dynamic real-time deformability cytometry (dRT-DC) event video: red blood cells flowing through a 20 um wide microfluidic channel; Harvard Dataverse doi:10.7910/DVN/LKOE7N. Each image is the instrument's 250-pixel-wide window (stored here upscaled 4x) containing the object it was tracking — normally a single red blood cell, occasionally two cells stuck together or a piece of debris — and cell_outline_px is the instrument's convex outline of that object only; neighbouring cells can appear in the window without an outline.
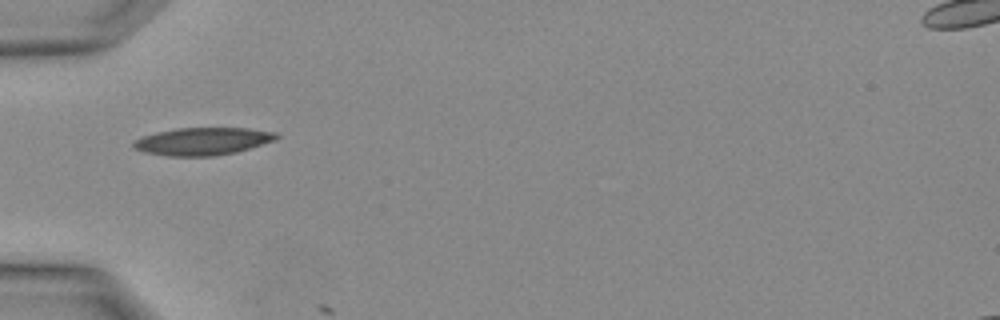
{"species": "Egyptian fruit bat (a non-hibernating species)", "species_latin": "Rousettus aegyptiacus", "temperature_condition": "warm", "stored_images_in_passage": 1, "camera_frame_rate_fps": 3000, "um_per_image_px": 0.085, "animal": {"sex": "female"}, "frame": {"image": 1, "passage_image": 1, "time_ms": 0.0, "image_size_px": [1000, 320], "cell_outline_px": [[280, 136], [276, 140], [236, 152], [216, 156], [168, 156], [144, 152], [136, 148], [132, 144], [132, 140], [140, 136], [156, 132], [176, 128], [248, 128], [276, 132]], "centroid_in_image_um": [17.21, 12.0], "position_along_channel_um": 67.8, "area_um2": 23.12}}